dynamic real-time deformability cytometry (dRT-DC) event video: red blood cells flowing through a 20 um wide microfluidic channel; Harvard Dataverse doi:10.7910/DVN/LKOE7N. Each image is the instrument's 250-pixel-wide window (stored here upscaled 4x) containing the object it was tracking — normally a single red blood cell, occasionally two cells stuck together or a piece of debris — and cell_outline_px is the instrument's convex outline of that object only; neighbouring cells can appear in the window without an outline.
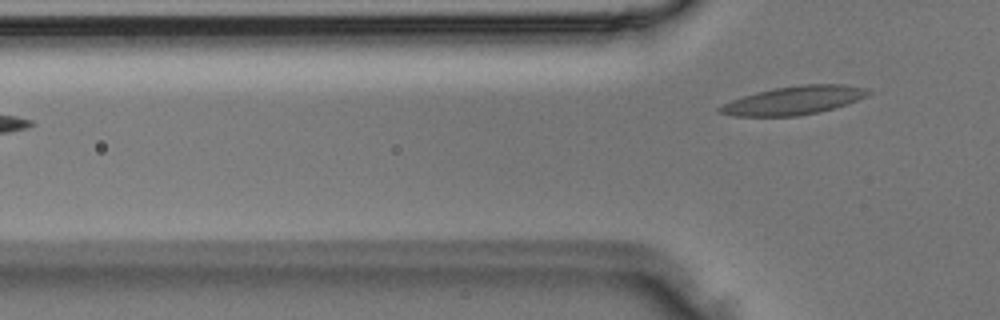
{"species": "Egyptian fruit bat (a non-hibernating species)", "species_latin": "Rousettus aegyptiacus", "temperature_condition": "room temperature", "stored_images_in_passage": 4, "camera_frame_rate_fps": 3000, "um_per_image_px": 0.085, "animal": {"sex": "male"}, "frame": {"image": 1, "passage_image": 4, "time_ms": 1.0, "image_size_px": [1000, 320], "cell_outline_px": [[872, 92], [868, 96], [820, 112], [800, 116], [732, 116], [720, 112], [716, 108], [732, 100], [756, 92], [772, 88], [804, 84], [840, 84], [864, 88]], "centroid_in_image_um": [67.46, 8.53], "position_along_channel_um": 58.3, "area_um2": 24.39}}